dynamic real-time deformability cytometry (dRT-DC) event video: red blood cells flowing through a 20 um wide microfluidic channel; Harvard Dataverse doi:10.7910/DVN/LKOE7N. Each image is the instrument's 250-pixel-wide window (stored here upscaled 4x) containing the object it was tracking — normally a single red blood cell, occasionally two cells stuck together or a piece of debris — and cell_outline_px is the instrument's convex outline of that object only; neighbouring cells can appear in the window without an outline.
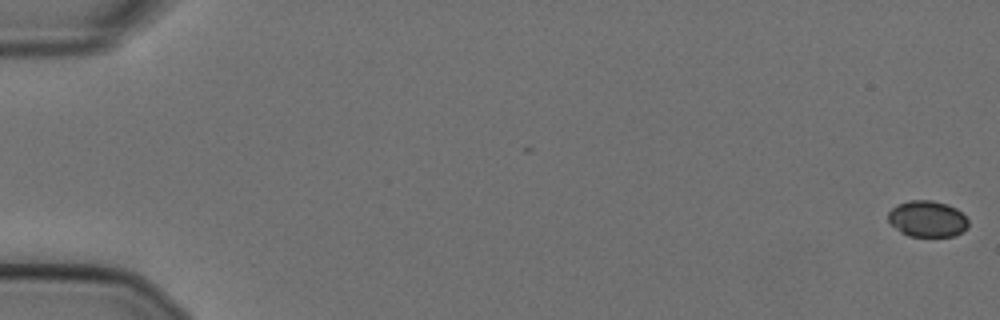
{"species": "Egyptian fruit bat (a non-hibernating species)", "species_latin": "Rousettus aegyptiacus", "temperature_condition": "cold", "stored_images_in_passage": 58, "camera_frame_rate_fps": 3000, "um_per_image_px": 0.085, "animal": {"sex": "female"}, "frame": {"image": 1, "passage_image": 1, "time_ms": 0.0, "image_size_px": [1000, 320], "cell_outline_px": [[968, 228], [956, 236], [908, 236], [900, 232], [888, 220], [888, 212], [892, 208], [908, 200], [932, 200], [948, 204], [956, 208], [968, 220]], "centroid_in_image_um": [78.84, 18.6], "position_along_channel_um": 6.2, "area_um2": 16.94}}
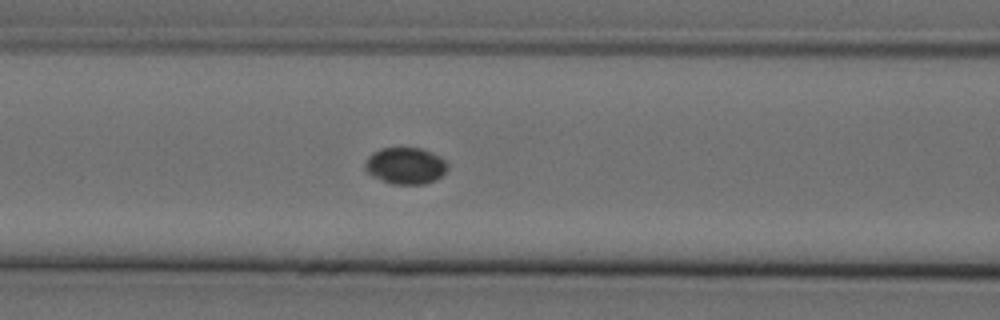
{"frame": {"image": 2, "passage_image": 25, "time_ms": 8.0, "image_size_px": [1000, 320], "cell_outline_px": [[448, 168], [436, 180], [424, 184], [392, 184], [372, 176], [364, 168], [364, 164], [368, 156], [372, 152], [380, 148], [424, 148], [440, 156], [448, 164]], "centroid_in_image_um": [34.46, 14.08], "position_along_channel_um": 132.1, "area_um2": 17.74}}
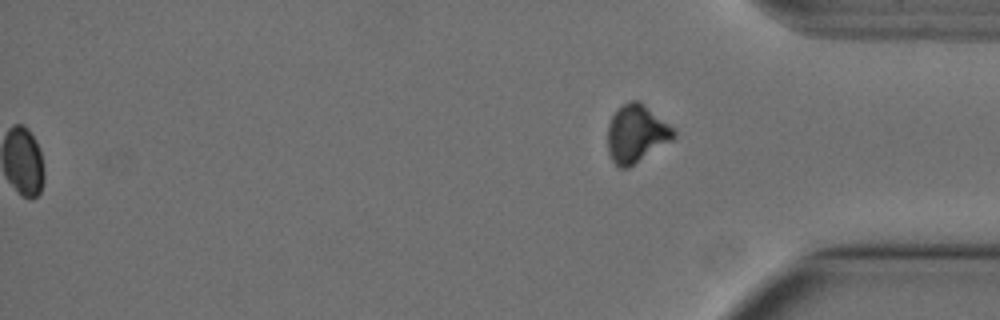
{"frame": {"image": 3, "passage_image": 58, "time_ms": 19.0, "image_size_px": [1000, 320], "cell_outline_px": [[676, 136], [672, 140], [628, 168], [620, 168], [612, 160], [608, 152], [608, 124], [612, 116], [624, 104], [632, 100], [640, 100], [668, 124], [676, 132]], "centroid_in_image_um": [54.08, 11.37], "position_along_channel_um": 381.1, "area_um2": 21.91}}